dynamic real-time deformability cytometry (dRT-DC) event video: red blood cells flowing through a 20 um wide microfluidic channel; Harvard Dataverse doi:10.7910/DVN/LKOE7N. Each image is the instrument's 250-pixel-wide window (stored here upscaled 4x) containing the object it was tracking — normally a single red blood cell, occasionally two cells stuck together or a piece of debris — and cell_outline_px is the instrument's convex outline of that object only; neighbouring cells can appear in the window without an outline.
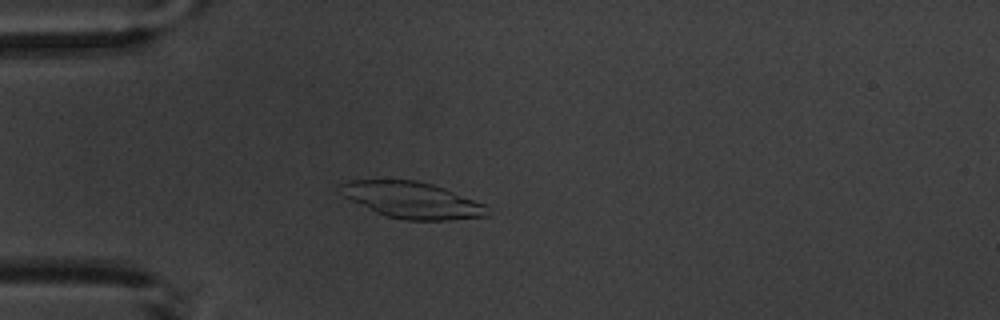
{"species": "common noctule bat (a hibernating species)", "species_latin": "Nyctalus noctula", "temperature_condition": "warm", "stored_images_in_passage": 4, "camera_frame_rate_fps": 3000, "um_per_image_px": 0.085, "animal": {"sex": "male", "body_mass_g": 20.1, "forearm_length_mm": 53.5}, "frame": {"image": 1, "passage_image": 4, "time_ms": 4.333, "image_size_px": [1000, 320], "cell_outline_px": [[488, 216], [448, 220], [404, 220], [384, 216], [344, 196], [336, 184], [348, 180], [416, 180], [432, 184], [444, 188], [484, 204]], "centroid_in_image_um": [34.98, 17.0], "position_along_channel_um": 50.0, "area_um2": 30.87}}